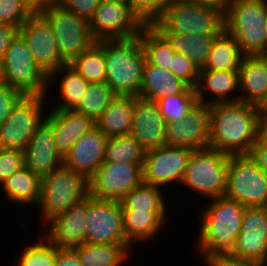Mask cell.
I'll use <instances>...</instances> for the list:
<instances>
[{"instance_id":"680465c9","label":"cell","mask_w":267,"mask_h":266,"mask_svg":"<svg viewBox=\"0 0 267 266\" xmlns=\"http://www.w3.org/2000/svg\"><path fill=\"white\" fill-rule=\"evenodd\" d=\"M52 3H57L59 0H50Z\"/></svg>"},{"instance_id":"3957f363","label":"cell","mask_w":267,"mask_h":266,"mask_svg":"<svg viewBox=\"0 0 267 266\" xmlns=\"http://www.w3.org/2000/svg\"><path fill=\"white\" fill-rule=\"evenodd\" d=\"M105 82L116 95L140 96L142 74L146 62L139 36L105 39Z\"/></svg>"},{"instance_id":"7c38bea8","label":"cell","mask_w":267,"mask_h":266,"mask_svg":"<svg viewBox=\"0 0 267 266\" xmlns=\"http://www.w3.org/2000/svg\"><path fill=\"white\" fill-rule=\"evenodd\" d=\"M88 181L90 196L120 201L144 182L143 164L103 162Z\"/></svg>"},{"instance_id":"4fadbf2b","label":"cell","mask_w":267,"mask_h":266,"mask_svg":"<svg viewBox=\"0 0 267 266\" xmlns=\"http://www.w3.org/2000/svg\"><path fill=\"white\" fill-rule=\"evenodd\" d=\"M96 41L138 36L144 24L129 4L102 0L88 22Z\"/></svg>"},{"instance_id":"6da1fadb","label":"cell","mask_w":267,"mask_h":266,"mask_svg":"<svg viewBox=\"0 0 267 266\" xmlns=\"http://www.w3.org/2000/svg\"><path fill=\"white\" fill-rule=\"evenodd\" d=\"M259 108L242 101L210 105L209 146L229 156L247 155L259 138Z\"/></svg>"},{"instance_id":"8fae6325","label":"cell","mask_w":267,"mask_h":266,"mask_svg":"<svg viewBox=\"0 0 267 266\" xmlns=\"http://www.w3.org/2000/svg\"><path fill=\"white\" fill-rule=\"evenodd\" d=\"M46 95H24L0 125V147L24 150L45 119Z\"/></svg>"},{"instance_id":"f907efd6","label":"cell","mask_w":267,"mask_h":266,"mask_svg":"<svg viewBox=\"0 0 267 266\" xmlns=\"http://www.w3.org/2000/svg\"><path fill=\"white\" fill-rule=\"evenodd\" d=\"M54 266H82L78 254L73 249H58Z\"/></svg>"},{"instance_id":"484cf974","label":"cell","mask_w":267,"mask_h":266,"mask_svg":"<svg viewBox=\"0 0 267 266\" xmlns=\"http://www.w3.org/2000/svg\"><path fill=\"white\" fill-rule=\"evenodd\" d=\"M237 88H239L238 71L200 70L199 81L195 89L200 103L212 105L239 101V96L234 95L236 90L240 93ZM205 91L211 92L210 94L215 97L208 100V97H205ZM232 94L234 97L231 96Z\"/></svg>"},{"instance_id":"5b68a950","label":"cell","mask_w":267,"mask_h":266,"mask_svg":"<svg viewBox=\"0 0 267 266\" xmlns=\"http://www.w3.org/2000/svg\"><path fill=\"white\" fill-rule=\"evenodd\" d=\"M152 25L160 33L218 36L224 30V11L185 0H169Z\"/></svg>"},{"instance_id":"44dd1931","label":"cell","mask_w":267,"mask_h":266,"mask_svg":"<svg viewBox=\"0 0 267 266\" xmlns=\"http://www.w3.org/2000/svg\"><path fill=\"white\" fill-rule=\"evenodd\" d=\"M109 138L96 126L85 133L63 157V165L89 179L103 164Z\"/></svg>"},{"instance_id":"ac0fdd59","label":"cell","mask_w":267,"mask_h":266,"mask_svg":"<svg viewBox=\"0 0 267 266\" xmlns=\"http://www.w3.org/2000/svg\"><path fill=\"white\" fill-rule=\"evenodd\" d=\"M234 256L267 265V206L245 207Z\"/></svg>"},{"instance_id":"f546056e","label":"cell","mask_w":267,"mask_h":266,"mask_svg":"<svg viewBox=\"0 0 267 266\" xmlns=\"http://www.w3.org/2000/svg\"><path fill=\"white\" fill-rule=\"evenodd\" d=\"M41 179L39 175L24 167L2 183V191L10 203L37 207L40 200Z\"/></svg>"},{"instance_id":"11a10c76","label":"cell","mask_w":267,"mask_h":266,"mask_svg":"<svg viewBox=\"0 0 267 266\" xmlns=\"http://www.w3.org/2000/svg\"><path fill=\"white\" fill-rule=\"evenodd\" d=\"M258 108H259L260 120H267V97L260 104Z\"/></svg>"},{"instance_id":"816d5d0a","label":"cell","mask_w":267,"mask_h":266,"mask_svg":"<svg viewBox=\"0 0 267 266\" xmlns=\"http://www.w3.org/2000/svg\"><path fill=\"white\" fill-rule=\"evenodd\" d=\"M31 15L41 14L52 4L50 0H20Z\"/></svg>"},{"instance_id":"52a82bcc","label":"cell","mask_w":267,"mask_h":266,"mask_svg":"<svg viewBox=\"0 0 267 266\" xmlns=\"http://www.w3.org/2000/svg\"><path fill=\"white\" fill-rule=\"evenodd\" d=\"M229 157L210 147L194 150L181 184L210 200L224 196Z\"/></svg>"},{"instance_id":"ffe728a7","label":"cell","mask_w":267,"mask_h":266,"mask_svg":"<svg viewBox=\"0 0 267 266\" xmlns=\"http://www.w3.org/2000/svg\"><path fill=\"white\" fill-rule=\"evenodd\" d=\"M24 151V167L41 178L63 165L56 150L52 127L45 121L37 127Z\"/></svg>"},{"instance_id":"9f6ffc18","label":"cell","mask_w":267,"mask_h":266,"mask_svg":"<svg viewBox=\"0 0 267 266\" xmlns=\"http://www.w3.org/2000/svg\"><path fill=\"white\" fill-rule=\"evenodd\" d=\"M258 56L263 60L265 68H266V71H267V52H265L263 54H260Z\"/></svg>"},{"instance_id":"30bf717a","label":"cell","mask_w":267,"mask_h":266,"mask_svg":"<svg viewBox=\"0 0 267 266\" xmlns=\"http://www.w3.org/2000/svg\"><path fill=\"white\" fill-rule=\"evenodd\" d=\"M225 197L244 207L267 206V174L248 156H230Z\"/></svg>"},{"instance_id":"d6a6232c","label":"cell","mask_w":267,"mask_h":266,"mask_svg":"<svg viewBox=\"0 0 267 266\" xmlns=\"http://www.w3.org/2000/svg\"><path fill=\"white\" fill-rule=\"evenodd\" d=\"M176 53H181L202 69L208 60L216 36H191L179 33H161Z\"/></svg>"},{"instance_id":"2e32d148","label":"cell","mask_w":267,"mask_h":266,"mask_svg":"<svg viewBox=\"0 0 267 266\" xmlns=\"http://www.w3.org/2000/svg\"><path fill=\"white\" fill-rule=\"evenodd\" d=\"M37 66L49 77L66 65L61 59L56 38L47 21L40 15H31L19 28Z\"/></svg>"},{"instance_id":"b9f144b4","label":"cell","mask_w":267,"mask_h":266,"mask_svg":"<svg viewBox=\"0 0 267 266\" xmlns=\"http://www.w3.org/2000/svg\"><path fill=\"white\" fill-rule=\"evenodd\" d=\"M169 71L190 87L196 88L199 81L200 68L187 56L175 52Z\"/></svg>"},{"instance_id":"7dc6e473","label":"cell","mask_w":267,"mask_h":266,"mask_svg":"<svg viewBox=\"0 0 267 266\" xmlns=\"http://www.w3.org/2000/svg\"><path fill=\"white\" fill-rule=\"evenodd\" d=\"M206 266H266L265 264L255 262L253 260L243 259L234 256L230 252L213 253L202 259Z\"/></svg>"},{"instance_id":"f1b7e54d","label":"cell","mask_w":267,"mask_h":266,"mask_svg":"<svg viewBox=\"0 0 267 266\" xmlns=\"http://www.w3.org/2000/svg\"><path fill=\"white\" fill-rule=\"evenodd\" d=\"M130 243L90 244L85 242L73 249L82 266H121L130 257Z\"/></svg>"},{"instance_id":"d6986e66","label":"cell","mask_w":267,"mask_h":266,"mask_svg":"<svg viewBox=\"0 0 267 266\" xmlns=\"http://www.w3.org/2000/svg\"><path fill=\"white\" fill-rule=\"evenodd\" d=\"M87 213L88 196L47 222L48 234L43 237L58 249L79 247L86 242Z\"/></svg>"},{"instance_id":"7a4b0ae2","label":"cell","mask_w":267,"mask_h":266,"mask_svg":"<svg viewBox=\"0 0 267 266\" xmlns=\"http://www.w3.org/2000/svg\"><path fill=\"white\" fill-rule=\"evenodd\" d=\"M201 214L196 249L205 257L231 252L241 231L245 207L225 196L211 199ZM204 255V256H203Z\"/></svg>"},{"instance_id":"60d3db41","label":"cell","mask_w":267,"mask_h":266,"mask_svg":"<svg viewBox=\"0 0 267 266\" xmlns=\"http://www.w3.org/2000/svg\"><path fill=\"white\" fill-rule=\"evenodd\" d=\"M169 0H130L133 13L144 25H152L163 13Z\"/></svg>"},{"instance_id":"277c9868","label":"cell","mask_w":267,"mask_h":266,"mask_svg":"<svg viewBox=\"0 0 267 266\" xmlns=\"http://www.w3.org/2000/svg\"><path fill=\"white\" fill-rule=\"evenodd\" d=\"M224 30L243 56L267 52V0H231L224 11Z\"/></svg>"},{"instance_id":"ab89813d","label":"cell","mask_w":267,"mask_h":266,"mask_svg":"<svg viewBox=\"0 0 267 266\" xmlns=\"http://www.w3.org/2000/svg\"><path fill=\"white\" fill-rule=\"evenodd\" d=\"M34 245H27L19 256L18 266H54L57 247L45 237H40Z\"/></svg>"},{"instance_id":"5bb4252c","label":"cell","mask_w":267,"mask_h":266,"mask_svg":"<svg viewBox=\"0 0 267 266\" xmlns=\"http://www.w3.org/2000/svg\"><path fill=\"white\" fill-rule=\"evenodd\" d=\"M86 242L90 244L129 243L123 230L122 206L118 200L88 196Z\"/></svg>"},{"instance_id":"6f0895ef","label":"cell","mask_w":267,"mask_h":266,"mask_svg":"<svg viewBox=\"0 0 267 266\" xmlns=\"http://www.w3.org/2000/svg\"><path fill=\"white\" fill-rule=\"evenodd\" d=\"M107 1H113V2L123 3V4H129L130 0H107Z\"/></svg>"},{"instance_id":"4316f807","label":"cell","mask_w":267,"mask_h":266,"mask_svg":"<svg viewBox=\"0 0 267 266\" xmlns=\"http://www.w3.org/2000/svg\"><path fill=\"white\" fill-rule=\"evenodd\" d=\"M136 96L116 95L101 116L96 127L108 138L130 135Z\"/></svg>"},{"instance_id":"cb8c5ba5","label":"cell","mask_w":267,"mask_h":266,"mask_svg":"<svg viewBox=\"0 0 267 266\" xmlns=\"http://www.w3.org/2000/svg\"><path fill=\"white\" fill-rule=\"evenodd\" d=\"M197 93L195 88L172 74L169 70L157 67L147 60L144 64L140 98L156 102L169 95Z\"/></svg>"},{"instance_id":"836d02e7","label":"cell","mask_w":267,"mask_h":266,"mask_svg":"<svg viewBox=\"0 0 267 266\" xmlns=\"http://www.w3.org/2000/svg\"><path fill=\"white\" fill-rule=\"evenodd\" d=\"M138 36L146 60L157 67L169 70L175 51L168 40L153 25H144Z\"/></svg>"},{"instance_id":"7402d4cb","label":"cell","mask_w":267,"mask_h":266,"mask_svg":"<svg viewBox=\"0 0 267 266\" xmlns=\"http://www.w3.org/2000/svg\"><path fill=\"white\" fill-rule=\"evenodd\" d=\"M130 135L145 150L166 145V123L156 102L136 97Z\"/></svg>"},{"instance_id":"8992f818","label":"cell","mask_w":267,"mask_h":266,"mask_svg":"<svg viewBox=\"0 0 267 266\" xmlns=\"http://www.w3.org/2000/svg\"><path fill=\"white\" fill-rule=\"evenodd\" d=\"M87 196L88 179L83 174L62 165L42 177L37 210L44 220L43 223H47Z\"/></svg>"},{"instance_id":"1f68e13d","label":"cell","mask_w":267,"mask_h":266,"mask_svg":"<svg viewBox=\"0 0 267 266\" xmlns=\"http://www.w3.org/2000/svg\"><path fill=\"white\" fill-rule=\"evenodd\" d=\"M60 75L63 77L61 78V81H59L60 84L58 88L60 100L63 103H59V106L57 104V107H54V110H74L87 90L89 82L86 81L72 66L66 64L48 77V85L56 79V76L58 77Z\"/></svg>"},{"instance_id":"f6af8a7d","label":"cell","mask_w":267,"mask_h":266,"mask_svg":"<svg viewBox=\"0 0 267 266\" xmlns=\"http://www.w3.org/2000/svg\"><path fill=\"white\" fill-rule=\"evenodd\" d=\"M24 95L0 80V125L10 115L13 107Z\"/></svg>"},{"instance_id":"db71d44e","label":"cell","mask_w":267,"mask_h":266,"mask_svg":"<svg viewBox=\"0 0 267 266\" xmlns=\"http://www.w3.org/2000/svg\"><path fill=\"white\" fill-rule=\"evenodd\" d=\"M259 137L267 144V120L260 121Z\"/></svg>"},{"instance_id":"ee69618b","label":"cell","mask_w":267,"mask_h":266,"mask_svg":"<svg viewBox=\"0 0 267 266\" xmlns=\"http://www.w3.org/2000/svg\"><path fill=\"white\" fill-rule=\"evenodd\" d=\"M22 168H24L23 150L0 147V186Z\"/></svg>"},{"instance_id":"681fc988","label":"cell","mask_w":267,"mask_h":266,"mask_svg":"<svg viewBox=\"0 0 267 266\" xmlns=\"http://www.w3.org/2000/svg\"><path fill=\"white\" fill-rule=\"evenodd\" d=\"M19 34V28L0 23V59L5 55L11 42Z\"/></svg>"},{"instance_id":"7bdbcfd3","label":"cell","mask_w":267,"mask_h":266,"mask_svg":"<svg viewBox=\"0 0 267 266\" xmlns=\"http://www.w3.org/2000/svg\"><path fill=\"white\" fill-rule=\"evenodd\" d=\"M30 16L20 0H0V23L20 28Z\"/></svg>"},{"instance_id":"ba28073f","label":"cell","mask_w":267,"mask_h":266,"mask_svg":"<svg viewBox=\"0 0 267 266\" xmlns=\"http://www.w3.org/2000/svg\"><path fill=\"white\" fill-rule=\"evenodd\" d=\"M0 80L23 95H47L48 77L37 66L24 39L18 34L0 59Z\"/></svg>"},{"instance_id":"74e56055","label":"cell","mask_w":267,"mask_h":266,"mask_svg":"<svg viewBox=\"0 0 267 266\" xmlns=\"http://www.w3.org/2000/svg\"><path fill=\"white\" fill-rule=\"evenodd\" d=\"M115 96L116 94L105 81L89 83L80 103L74 110L96 121Z\"/></svg>"},{"instance_id":"83f0119b","label":"cell","mask_w":267,"mask_h":266,"mask_svg":"<svg viewBox=\"0 0 267 266\" xmlns=\"http://www.w3.org/2000/svg\"><path fill=\"white\" fill-rule=\"evenodd\" d=\"M167 211L122 210L123 230L126 240L133 246L136 242L150 241L162 232Z\"/></svg>"},{"instance_id":"c3c4849f","label":"cell","mask_w":267,"mask_h":266,"mask_svg":"<svg viewBox=\"0 0 267 266\" xmlns=\"http://www.w3.org/2000/svg\"><path fill=\"white\" fill-rule=\"evenodd\" d=\"M246 156L267 174V144L260 137Z\"/></svg>"},{"instance_id":"4dcf8cb0","label":"cell","mask_w":267,"mask_h":266,"mask_svg":"<svg viewBox=\"0 0 267 266\" xmlns=\"http://www.w3.org/2000/svg\"><path fill=\"white\" fill-rule=\"evenodd\" d=\"M242 57L238 42L223 30L214 38L208 60L200 70L238 71Z\"/></svg>"},{"instance_id":"e0dca14e","label":"cell","mask_w":267,"mask_h":266,"mask_svg":"<svg viewBox=\"0 0 267 266\" xmlns=\"http://www.w3.org/2000/svg\"><path fill=\"white\" fill-rule=\"evenodd\" d=\"M210 141V105L198 102L183 120L166 124V145L192 150L207 148Z\"/></svg>"},{"instance_id":"e575fe53","label":"cell","mask_w":267,"mask_h":266,"mask_svg":"<svg viewBox=\"0 0 267 266\" xmlns=\"http://www.w3.org/2000/svg\"><path fill=\"white\" fill-rule=\"evenodd\" d=\"M161 187L142 183L121 200L122 210L167 211Z\"/></svg>"},{"instance_id":"603a6c76","label":"cell","mask_w":267,"mask_h":266,"mask_svg":"<svg viewBox=\"0 0 267 266\" xmlns=\"http://www.w3.org/2000/svg\"><path fill=\"white\" fill-rule=\"evenodd\" d=\"M53 129L56 150L62 157L88 131L96 126L95 121L75 110H52L44 119Z\"/></svg>"},{"instance_id":"d590c367","label":"cell","mask_w":267,"mask_h":266,"mask_svg":"<svg viewBox=\"0 0 267 266\" xmlns=\"http://www.w3.org/2000/svg\"><path fill=\"white\" fill-rule=\"evenodd\" d=\"M89 83L103 82L106 77L104 40L95 42L70 64Z\"/></svg>"},{"instance_id":"f5cc1de1","label":"cell","mask_w":267,"mask_h":266,"mask_svg":"<svg viewBox=\"0 0 267 266\" xmlns=\"http://www.w3.org/2000/svg\"><path fill=\"white\" fill-rule=\"evenodd\" d=\"M185 1L193 2L196 4L213 6L215 8L222 9L223 11H225L227 4L231 0H185Z\"/></svg>"},{"instance_id":"8d00e7d4","label":"cell","mask_w":267,"mask_h":266,"mask_svg":"<svg viewBox=\"0 0 267 266\" xmlns=\"http://www.w3.org/2000/svg\"><path fill=\"white\" fill-rule=\"evenodd\" d=\"M144 147L131 135L109 138L105 147L104 162L143 164Z\"/></svg>"},{"instance_id":"d4e9b609","label":"cell","mask_w":267,"mask_h":266,"mask_svg":"<svg viewBox=\"0 0 267 266\" xmlns=\"http://www.w3.org/2000/svg\"><path fill=\"white\" fill-rule=\"evenodd\" d=\"M239 101L257 107L267 97V71L263 60L258 56H243L240 61Z\"/></svg>"},{"instance_id":"9a60e30c","label":"cell","mask_w":267,"mask_h":266,"mask_svg":"<svg viewBox=\"0 0 267 266\" xmlns=\"http://www.w3.org/2000/svg\"><path fill=\"white\" fill-rule=\"evenodd\" d=\"M194 150L164 145L146 150L143 163L144 183L161 188L172 183L181 184L188 161Z\"/></svg>"},{"instance_id":"f35d334b","label":"cell","mask_w":267,"mask_h":266,"mask_svg":"<svg viewBox=\"0 0 267 266\" xmlns=\"http://www.w3.org/2000/svg\"><path fill=\"white\" fill-rule=\"evenodd\" d=\"M198 102L197 93L169 95L156 101L166 124L183 120Z\"/></svg>"},{"instance_id":"bcb514c9","label":"cell","mask_w":267,"mask_h":266,"mask_svg":"<svg viewBox=\"0 0 267 266\" xmlns=\"http://www.w3.org/2000/svg\"><path fill=\"white\" fill-rule=\"evenodd\" d=\"M102 0H59L57 4L89 22Z\"/></svg>"},{"instance_id":"9c48e42d","label":"cell","mask_w":267,"mask_h":266,"mask_svg":"<svg viewBox=\"0 0 267 266\" xmlns=\"http://www.w3.org/2000/svg\"><path fill=\"white\" fill-rule=\"evenodd\" d=\"M40 15L51 27L59 55L66 64H70L97 42L86 20L60 7L57 3H52Z\"/></svg>"}]
</instances>
